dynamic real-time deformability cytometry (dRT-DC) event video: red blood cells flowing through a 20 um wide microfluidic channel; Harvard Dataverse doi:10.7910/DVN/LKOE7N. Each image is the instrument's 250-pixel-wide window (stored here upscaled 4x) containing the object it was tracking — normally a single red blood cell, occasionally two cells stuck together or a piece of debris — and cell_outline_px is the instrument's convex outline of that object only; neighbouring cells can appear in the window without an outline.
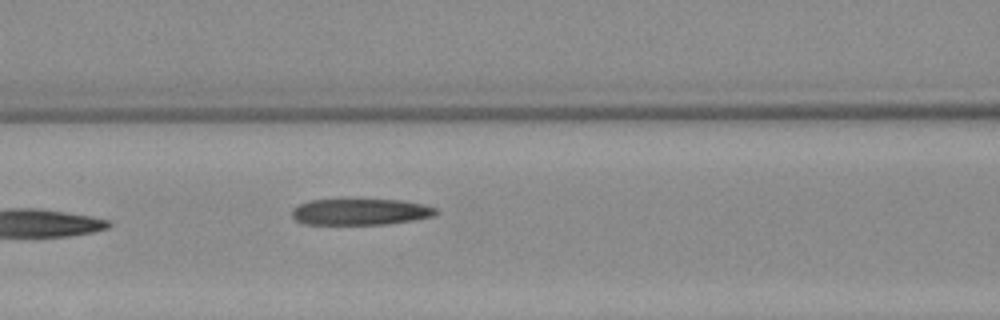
{"species": "Egyptian fruit bat (a non-hibernating species)", "species_latin": "Rousettus aegyptiacus", "temperature_condition": "warm", "stored_images_in_passage": 5, "camera_frame_rate_fps": 3000, "um_per_image_px": 0.085, "animal": {"sex": "female"}, "frame": {"image": 1, "passage_image": 5, "time_ms": 5.0, "image_size_px": [1000, 320], "cell_outline_px": [[440, 212], [436, 216], [416, 220], [388, 224], [304, 224], [296, 220], [292, 216], [292, 208], [308, 200], [400, 200], [424, 204], [436, 208]], "centroid_in_image_um": [30.69, 18.01], "position_along_channel_um": 135.9, "area_um2": 22.2}}